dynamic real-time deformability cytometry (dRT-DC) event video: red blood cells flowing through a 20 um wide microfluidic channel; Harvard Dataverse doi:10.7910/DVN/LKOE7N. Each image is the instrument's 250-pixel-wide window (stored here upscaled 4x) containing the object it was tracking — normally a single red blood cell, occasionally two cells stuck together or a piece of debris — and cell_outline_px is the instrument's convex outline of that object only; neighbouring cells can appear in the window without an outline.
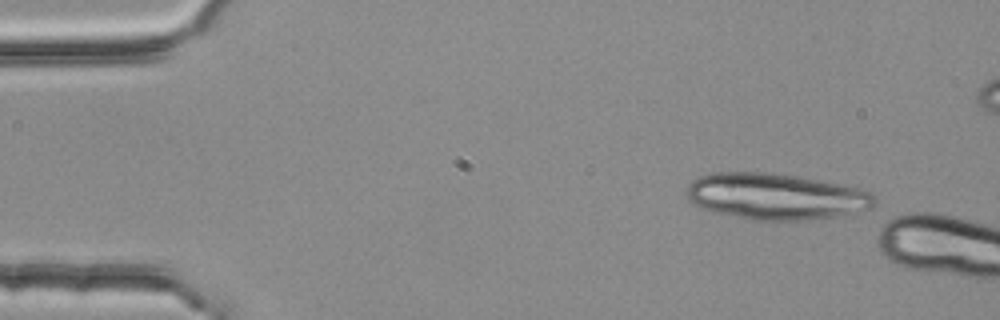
{"species": "common noctule bat (a hibernating species)", "species_latin": "Nyctalus noctula", "temperature_condition": "room temperature", "stored_images_in_passage": 3, "camera_frame_rate_fps": 3000, "um_per_image_px": 0.085, "animal": {"sex": "female", "body_mass_g": 25.1}, "frame": {"image": 1, "passage_image": 1, "time_ms": 0.0, "image_size_px": [1000, 320], "cell_outline_px": [[876, 204], [872, 208], [836, 216], [804, 220], [756, 220], [708, 212], [692, 204], [688, 200], [688, 184], [692, 180], [700, 176], [712, 172], [760, 172], [796, 176], [844, 184], [872, 192], [876, 196]], "centroid_in_image_um": [65.93, 16.7], "position_along_channel_um": 19.1, "area_um2": 50.98}}